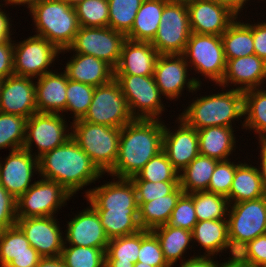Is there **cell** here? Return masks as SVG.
I'll return each mask as SVG.
<instances>
[{
  "mask_svg": "<svg viewBox=\"0 0 266 267\" xmlns=\"http://www.w3.org/2000/svg\"><path fill=\"white\" fill-rule=\"evenodd\" d=\"M163 119H134L121 128L118 157L107 173L110 177L131 178L163 150Z\"/></svg>",
  "mask_w": 266,
  "mask_h": 267,
  "instance_id": "obj_1",
  "label": "cell"
},
{
  "mask_svg": "<svg viewBox=\"0 0 266 267\" xmlns=\"http://www.w3.org/2000/svg\"><path fill=\"white\" fill-rule=\"evenodd\" d=\"M38 166L40 178L59 183L73 197L105 175L72 137L39 157Z\"/></svg>",
  "mask_w": 266,
  "mask_h": 267,
  "instance_id": "obj_2",
  "label": "cell"
},
{
  "mask_svg": "<svg viewBox=\"0 0 266 267\" xmlns=\"http://www.w3.org/2000/svg\"><path fill=\"white\" fill-rule=\"evenodd\" d=\"M221 88L219 93L199 94L200 97L190 101L179 117L196 130L212 126L233 128L235 121L244 119V92L235 87Z\"/></svg>",
  "mask_w": 266,
  "mask_h": 267,
  "instance_id": "obj_3",
  "label": "cell"
},
{
  "mask_svg": "<svg viewBox=\"0 0 266 267\" xmlns=\"http://www.w3.org/2000/svg\"><path fill=\"white\" fill-rule=\"evenodd\" d=\"M35 35L47 39L60 51L67 49L80 29L75 8L63 0H48L28 9Z\"/></svg>",
  "mask_w": 266,
  "mask_h": 267,
  "instance_id": "obj_4",
  "label": "cell"
},
{
  "mask_svg": "<svg viewBox=\"0 0 266 267\" xmlns=\"http://www.w3.org/2000/svg\"><path fill=\"white\" fill-rule=\"evenodd\" d=\"M71 137L103 173H108L118 157L121 128L94 124L82 119L71 122Z\"/></svg>",
  "mask_w": 266,
  "mask_h": 267,
  "instance_id": "obj_5",
  "label": "cell"
},
{
  "mask_svg": "<svg viewBox=\"0 0 266 267\" xmlns=\"http://www.w3.org/2000/svg\"><path fill=\"white\" fill-rule=\"evenodd\" d=\"M227 223L233 257L248 242L266 234V196L230 204Z\"/></svg>",
  "mask_w": 266,
  "mask_h": 267,
  "instance_id": "obj_6",
  "label": "cell"
},
{
  "mask_svg": "<svg viewBox=\"0 0 266 267\" xmlns=\"http://www.w3.org/2000/svg\"><path fill=\"white\" fill-rule=\"evenodd\" d=\"M183 55L196 74L209 78L215 86L221 83L226 69L221 36L192 32Z\"/></svg>",
  "mask_w": 266,
  "mask_h": 267,
  "instance_id": "obj_7",
  "label": "cell"
},
{
  "mask_svg": "<svg viewBox=\"0 0 266 267\" xmlns=\"http://www.w3.org/2000/svg\"><path fill=\"white\" fill-rule=\"evenodd\" d=\"M134 119H162L165 105L153 76L115 75Z\"/></svg>",
  "mask_w": 266,
  "mask_h": 267,
  "instance_id": "obj_8",
  "label": "cell"
},
{
  "mask_svg": "<svg viewBox=\"0 0 266 267\" xmlns=\"http://www.w3.org/2000/svg\"><path fill=\"white\" fill-rule=\"evenodd\" d=\"M63 114L36 112L26 121L23 149L39 158L46 152L65 143L72 135V126H68ZM35 144V145H34ZM36 146L33 153L32 147Z\"/></svg>",
  "mask_w": 266,
  "mask_h": 267,
  "instance_id": "obj_9",
  "label": "cell"
},
{
  "mask_svg": "<svg viewBox=\"0 0 266 267\" xmlns=\"http://www.w3.org/2000/svg\"><path fill=\"white\" fill-rule=\"evenodd\" d=\"M82 120L114 128H122L134 120L115 78L95 87L91 104Z\"/></svg>",
  "mask_w": 266,
  "mask_h": 267,
  "instance_id": "obj_10",
  "label": "cell"
},
{
  "mask_svg": "<svg viewBox=\"0 0 266 267\" xmlns=\"http://www.w3.org/2000/svg\"><path fill=\"white\" fill-rule=\"evenodd\" d=\"M13 70L14 75L37 79L52 72V66L61 51L47 39L33 35L23 41H14ZM51 70H50V69Z\"/></svg>",
  "mask_w": 266,
  "mask_h": 267,
  "instance_id": "obj_11",
  "label": "cell"
},
{
  "mask_svg": "<svg viewBox=\"0 0 266 267\" xmlns=\"http://www.w3.org/2000/svg\"><path fill=\"white\" fill-rule=\"evenodd\" d=\"M126 39L125 34L110 27L80 26L72 44L67 49L61 50V53L73 52L92 55L115 68Z\"/></svg>",
  "mask_w": 266,
  "mask_h": 267,
  "instance_id": "obj_12",
  "label": "cell"
},
{
  "mask_svg": "<svg viewBox=\"0 0 266 267\" xmlns=\"http://www.w3.org/2000/svg\"><path fill=\"white\" fill-rule=\"evenodd\" d=\"M72 195L59 183L39 178L16 200L17 218L56 216Z\"/></svg>",
  "mask_w": 266,
  "mask_h": 267,
  "instance_id": "obj_13",
  "label": "cell"
},
{
  "mask_svg": "<svg viewBox=\"0 0 266 267\" xmlns=\"http://www.w3.org/2000/svg\"><path fill=\"white\" fill-rule=\"evenodd\" d=\"M189 65L183 54H160L154 70V80L165 99L177 101L183 91L196 93L202 87V79L189 77Z\"/></svg>",
  "mask_w": 266,
  "mask_h": 267,
  "instance_id": "obj_14",
  "label": "cell"
},
{
  "mask_svg": "<svg viewBox=\"0 0 266 267\" xmlns=\"http://www.w3.org/2000/svg\"><path fill=\"white\" fill-rule=\"evenodd\" d=\"M191 33L187 5L166 3L151 44L159 54H183Z\"/></svg>",
  "mask_w": 266,
  "mask_h": 267,
  "instance_id": "obj_15",
  "label": "cell"
},
{
  "mask_svg": "<svg viewBox=\"0 0 266 267\" xmlns=\"http://www.w3.org/2000/svg\"><path fill=\"white\" fill-rule=\"evenodd\" d=\"M58 216L17 218L16 225L25 234L30 246L42 257L60 256L64 245V232Z\"/></svg>",
  "mask_w": 266,
  "mask_h": 267,
  "instance_id": "obj_16",
  "label": "cell"
},
{
  "mask_svg": "<svg viewBox=\"0 0 266 267\" xmlns=\"http://www.w3.org/2000/svg\"><path fill=\"white\" fill-rule=\"evenodd\" d=\"M3 160L0 161V185L18 199L34 184L32 177L39 174L38 158L21 148L10 151Z\"/></svg>",
  "mask_w": 266,
  "mask_h": 267,
  "instance_id": "obj_17",
  "label": "cell"
},
{
  "mask_svg": "<svg viewBox=\"0 0 266 267\" xmlns=\"http://www.w3.org/2000/svg\"><path fill=\"white\" fill-rule=\"evenodd\" d=\"M87 204L89 206L86 209L77 212L65 224L67 229L64 230V245L107 249L110 240L101 224L99 214L90 203Z\"/></svg>",
  "mask_w": 266,
  "mask_h": 267,
  "instance_id": "obj_18",
  "label": "cell"
},
{
  "mask_svg": "<svg viewBox=\"0 0 266 267\" xmlns=\"http://www.w3.org/2000/svg\"><path fill=\"white\" fill-rule=\"evenodd\" d=\"M176 119L174 122L178 124L176 125L178 127H173L172 130L164 123L163 151L173 167L180 173L199 155V144L197 130L179 116Z\"/></svg>",
  "mask_w": 266,
  "mask_h": 267,
  "instance_id": "obj_19",
  "label": "cell"
},
{
  "mask_svg": "<svg viewBox=\"0 0 266 267\" xmlns=\"http://www.w3.org/2000/svg\"><path fill=\"white\" fill-rule=\"evenodd\" d=\"M187 8L191 31L196 34L221 36L237 18L216 0H194Z\"/></svg>",
  "mask_w": 266,
  "mask_h": 267,
  "instance_id": "obj_20",
  "label": "cell"
},
{
  "mask_svg": "<svg viewBox=\"0 0 266 267\" xmlns=\"http://www.w3.org/2000/svg\"><path fill=\"white\" fill-rule=\"evenodd\" d=\"M34 80L16 75L4 78L0 91V112L26 119L36 113Z\"/></svg>",
  "mask_w": 266,
  "mask_h": 267,
  "instance_id": "obj_21",
  "label": "cell"
},
{
  "mask_svg": "<svg viewBox=\"0 0 266 267\" xmlns=\"http://www.w3.org/2000/svg\"><path fill=\"white\" fill-rule=\"evenodd\" d=\"M265 81L266 62L253 54L226 60L225 73L217 87H229L230 89L231 86L233 89L235 86V89L244 92L249 89L266 88Z\"/></svg>",
  "mask_w": 266,
  "mask_h": 267,
  "instance_id": "obj_22",
  "label": "cell"
},
{
  "mask_svg": "<svg viewBox=\"0 0 266 267\" xmlns=\"http://www.w3.org/2000/svg\"><path fill=\"white\" fill-rule=\"evenodd\" d=\"M116 179V180H115ZM85 200L95 209L125 210L139 208L135 187L130 178H113V181L90 188Z\"/></svg>",
  "mask_w": 266,
  "mask_h": 267,
  "instance_id": "obj_23",
  "label": "cell"
},
{
  "mask_svg": "<svg viewBox=\"0 0 266 267\" xmlns=\"http://www.w3.org/2000/svg\"><path fill=\"white\" fill-rule=\"evenodd\" d=\"M41 258L17 225L0 231V267H36Z\"/></svg>",
  "mask_w": 266,
  "mask_h": 267,
  "instance_id": "obj_24",
  "label": "cell"
},
{
  "mask_svg": "<svg viewBox=\"0 0 266 267\" xmlns=\"http://www.w3.org/2000/svg\"><path fill=\"white\" fill-rule=\"evenodd\" d=\"M159 55L151 42L126 39L114 75L153 76Z\"/></svg>",
  "mask_w": 266,
  "mask_h": 267,
  "instance_id": "obj_25",
  "label": "cell"
},
{
  "mask_svg": "<svg viewBox=\"0 0 266 267\" xmlns=\"http://www.w3.org/2000/svg\"><path fill=\"white\" fill-rule=\"evenodd\" d=\"M37 112L63 114L66 110V90L68 76L66 72H48L35 79Z\"/></svg>",
  "mask_w": 266,
  "mask_h": 267,
  "instance_id": "obj_26",
  "label": "cell"
},
{
  "mask_svg": "<svg viewBox=\"0 0 266 267\" xmlns=\"http://www.w3.org/2000/svg\"><path fill=\"white\" fill-rule=\"evenodd\" d=\"M70 57L62 68L69 80L97 87L115 77L114 68L102 59L81 53H73Z\"/></svg>",
  "mask_w": 266,
  "mask_h": 267,
  "instance_id": "obj_27",
  "label": "cell"
},
{
  "mask_svg": "<svg viewBox=\"0 0 266 267\" xmlns=\"http://www.w3.org/2000/svg\"><path fill=\"white\" fill-rule=\"evenodd\" d=\"M191 232L192 244L197 242L199 245L196 246L201 247L199 251H205L203 255L217 257L218 254L224 251L227 253L229 250L232 257L227 219L197 221Z\"/></svg>",
  "mask_w": 266,
  "mask_h": 267,
  "instance_id": "obj_28",
  "label": "cell"
},
{
  "mask_svg": "<svg viewBox=\"0 0 266 267\" xmlns=\"http://www.w3.org/2000/svg\"><path fill=\"white\" fill-rule=\"evenodd\" d=\"M224 126H212L197 130L199 154L217 159L229 160L236 150L235 129Z\"/></svg>",
  "mask_w": 266,
  "mask_h": 267,
  "instance_id": "obj_29",
  "label": "cell"
},
{
  "mask_svg": "<svg viewBox=\"0 0 266 267\" xmlns=\"http://www.w3.org/2000/svg\"><path fill=\"white\" fill-rule=\"evenodd\" d=\"M266 196V190L256 166L236 162V172L227 197L229 204L255 200Z\"/></svg>",
  "mask_w": 266,
  "mask_h": 267,
  "instance_id": "obj_30",
  "label": "cell"
},
{
  "mask_svg": "<svg viewBox=\"0 0 266 267\" xmlns=\"http://www.w3.org/2000/svg\"><path fill=\"white\" fill-rule=\"evenodd\" d=\"M151 231L158 238L164 259L170 267L175 266L179 260H181L180 262L186 260L184 255L187 254L188 249L191 248L192 252L193 245H190L193 243L191 231L173 227L169 224L158 226Z\"/></svg>",
  "mask_w": 266,
  "mask_h": 267,
  "instance_id": "obj_31",
  "label": "cell"
},
{
  "mask_svg": "<svg viewBox=\"0 0 266 267\" xmlns=\"http://www.w3.org/2000/svg\"><path fill=\"white\" fill-rule=\"evenodd\" d=\"M179 185L172 193L149 202H137L139 206V225L141 229L152 230L168 223L177 200L183 194Z\"/></svg>",
  "mask_w": 266,
  "mask_h": 267,
  "instance_id": "obj_32",
  "label": "cell"
},
{
  "mask_svg": "<svg viewBox=\"0 0 266 267\" xmlns=\"http://www.w3.org/2000/svg\"><path fill=\"white\" fill-rule=\"evenodd\" d=\"M240 18L237 17L221 35L226 60L255 54L253 23L243 22Z\"/></svg>",
  "mask_w": 266,
  "mask_h": 267,
  "instance_id": "obj_33",
  "label": "cell"
},
{
  "mask_svg": "<svg viewBox=\"0 0 266 267\" xmlns=\"http://www.w3.org/2000/svg\"><path fill=\"white\" fill-rule=\"evenodd\" d=\"M165 4L162 0H144L126 38L151 42L157 33Z\"/></svg>",
  "mask_w": 266,
  "mask_h": 267,
  "instance_id": "obj_34",
  "label": "cell"
},
{
  "mask_svg": "<svg viewBox=\"0 0 266 267\" xmlns=\"http://www.w3.org/2000/svg\"><path fill=\"white\" fill-rule=\"evenodd\" d=\"M242 129L254 132L258 140H266V90L264 88L244 91V120Z\"/></svg>",
  "mask_w": 266,
  "mask_h": 267,
  "instance_id": "obj_35",
  "label": "cell"
},
{
  "mask_svg": "<svg viewBox=\"0 0 266 267\" xmlns=\"http://www.w3.org/2000/svg\"><path fill=\"white\" fill-rule=\"evenodd\" d=\"M107 237L110 239L139 232V208L125 210L95 209Z\"/></svg>",
  "mask_w": 266,
  "mask_h": 267,
  "instance_id": "obj_36",
  "label": "cell"
},
{
  "mask_svg": "<svg viewBox=\"0 0 266 267\" xmlns=\"http://www.w3.org/2000/svg\"><path fill=\"white\" fill-rule=\"evenodd\" d=\"M219 160L198 155L179 173V183L185 194L207 191L210 178Z\"/></svg>",
  "mask_w": 266,
  "mask_h": 267,
  "instance_id": "obj_37",
  "label": "cell"
},
{
  "mask_svg": "<svg viewBox=\"0 0 266 267\" xmlns=\"http://www.w3.org/2000/svg\"><path fill=\"white\" fill-rule=\"evenodd\" d=\"M141 246V230L110 239L105 252V267H134Z\"/></svg>",
  "mask_w": 266,
  "mask_h": 267,
  "instance_id": "obj_38",
  "label": "cell"
},
{
  "mask_svg": "<svg viewBox=\"0 0 266 267\" xmlns=\"http://www.w3.org/2000/svg\"><path fill=\"white\" fill-rule=\"evenodd\" d=\"M189 195L193 198L197 221L227 219L230 204L226 197L209 191Z\"/></svg>",
  "mask_w": 266,
  "mask_h": 267,
  "instance_id": "obj_39",
  "label": "cell"
},
{
  "mask_svg": "<svg viewBox=\"0 0 266 267\" xmlns=\"http://www.w3.org/2000/svg\"><path fill=\"white\" fill-rule=\"evenodd\" d=\"M144 0H108V27L127 35Z\"/></svg>",
  "mask_w": 266,
  "mask_h": 267,
  "instance_id": "obj_40",
  "label": "cell"
},
{
  "mask_svg": "<svg viewBox=\"0 0 266 267\" xmlns=\"http://www.w3.org/2000/svg\"><path fill=\"white\" fill-rule=\"evenodd\" d=\"M26 121L24 117L0 112V150L14 151L23 147Z\"/></svg>",
  "mask_w": 266,
  "mask_h": 267,
  "instance_id": "obj_41",
  "label": "cell"
},
{
  "mask_svg": "<svg viewBox=\"0 0 266 267\" xmlns=\"http://www.w3.org/2000/svg\"><path fill=\"white\" fill-rule=\"evenodd\" d=\"M106 249L63 245L60 257L66 267H105Z\"/></svg>",
  "mask_w": 266,
  "mask_h": 267,
  "instance_id": "obj_42",
  "label": "cell"
},
{
  "mask_svg": "<svg viewBox=\"0 0 266 267\" xmlns=\"http://www.w3.org/2000/svg\"><path fill=\"white\" fill-rule=\"evenodd\" d=\"M94 90L95 87L92 85L68 79L66 90L67 103L64 116L66 115L65 113L68 114L70 112L69 115L72 116L73 114L70 117L73 118L72 121L82 119L89 109Z\"/></svg>",
  "mask_w": 266,
  "mask_h": 267,
  "instance_id": "obj_43",
  "label": "cell"
},
{
  "mask_svg": "<svg viewBox=\"0 0 266 267\" xmlns=\"http://www.w3.org/2000/svg\"><path fill=\"white\" fill-rule=\"evenodd\" d=\"M130 179L150 182L179 181V172L173 167L166 153L162 150Z\"/></svg>",
  "mask_w": 266,
  "mask_h": 267,
  "instance_id": "obj_44",
  "label": "cell"
},
{
  "mask_svg": "<svg viewBox=\"0 0 266 267\" xmlns=\"http://www.w3.org/2000/svg\"><path fill=\"white\" fill-rule=\"evenodd\" d=\"M74 8L80 26L108 27V21H109L108 0H85Z\"/></svg>",
  "mask_w": 266,
  "mask_h": 267,
  "instance_id": "obj_45",
  "label": "cell"
},
{
  "mask_svg": "<svg viewBox=\"0 0 266 267\" xmlns=\"http://www.w3.org/2000/svg\"><path fill=\"white\" fill-rule=\"evenodd\" d=\"M137 262L154 267H170L164 259L158 238L151 230H141V246Z\"/></svg>",
  "mask_w": 266,
  "mask_h": 267,
  "instance_id": "obj_46",
  "label": "cell"
},
{
  "mask_svg": "<svg viewBox=\"0 0 266 267\" xmlns=\"http://www.w3.org/2000/svg\"><path fill=\"white\" fill-rule=\"evenodd\" d=\"M230 160L219 161L216 164L207 191L228 197L236 172V162Z\"/></svg>",
  "mask_w": 266,
  "mask_h": 267,
  "instance_id": "obj_47",
  "label": "cell"
},
{
  "mask_svg": "<svg viewBox=\"0 0 266 267\" xmlns=\"http://www.w3.org/2000/svg\"><path fill=\"white\" fill-rule=\"evenodd\" d=\"M196 223L197 217L193 198L189 194L183 193L177 200L167 224L192 231Z\"/></svg>",
  "mask_w": 266,
  "mask_h": 267,
  "instance_id": "obj_48",
  "label": "cell"
},
{
  "mask_svg": "<svg viewBox=\"0 0 266 267\" xmlns=\"http://www.w3.org/2000/svg\"><path fill=\"white\" fill-rule=\"evenodd\" d=\"M137 196V202H149L172 193L179 185V181L150 182L145 180H131Z\"/></svg>",
  "mask_w": 266,
  "mask_h": 267,
  "instance_id": "obj_49",
  "label": "cell"
},
{
  "mask_svg": "<svg viewBox=\"0 0 266 267\" xmlns=\"http://www.w3.org/2000/svg\"><path fill=\"white\" fill-rule=\"evenodd\" d=\"M235 256L240 261L254 267H266V234L248 242Z\"/></svg>",
  "mask_w": 266,
  "mask_h": 267,
  "instance_id": "obj_50",
  "label": "cell"
},
{
  "mask_svg": "<svg viewBox=\"0 0 266 267\" xmlns=\"http://www.w3.org/2000/svg\"><path fill=\"white\" fill-rule=\"evenodd\" d=\"M16 200L17 199L0 185V231L16 225Z\"/></svg>",
  "mask_w": 266,
  "mask_h": 267,
  "instance_id": "obj_51",
  "label": "cell"
},
{
  "mask_svg": "<svg viewBox=\"0 0 266 267\" xmlns=\"http://www.w3.org/2000/svg\"><path fill=\"white\" fill-rule=\"evenodd\" d=\"M13 50L14 43L12 39L0 43V77L2 78L14 75Z\"/></svg>",
  "mask_w": 266,
  "mask_h": 267,
  "instance_id": "obj_52",
  "label": "cell"
},
{
  "mask_svg": "<svg viewBox=\"0 0 266 267\" xmlns=\"http://www.w3.org/2000/svg\"><path fill=\"white\" fill-rule=\"evenodd\" d=\"M253 43L255 54L266 62V22L253 23Z\"/></svg>",
  "mask_w": 266,
  "mask_h": 267,
  "instance_id": "obj_53",
  "label": "cell"
},
{
  "mask_svg": "<svg viewBox=\"0 0 266 267\" xmlns=\"http://www.w3.org/2000/svg\"><path fill=\"white\" fill-rule=\"evenodd\" d=\"M3 5L4 7H10L12 5L15 7L14 1L13 0H7L5 1L4 4L0 5V43L8 40V39H13L11 36L13 35L12 32V21L10 20L11 17L9 18V15L6 13V9L4 8V11L2 10ZM11 28V29H10Z\"/></svg>",
  "mask_w": 266,
  "mask_h": 267,
  "instance_id": "obj_54",
  "label": "cell"
},
{
  "mask_svg": "<svg viewBox=\"0 0 266 267\" xmlns=\"http://www.w3.org/2000/svg\"><path fill=\"white\" fill-rule=\"evenodd\" d=\"M213 256H205L201 255H194L190 258H187L180 265H176L178 267H221L222 263L215 261Z\"/></svg>",
  "mask_w": 266,
  "mask_h": 267,
  "instance_id": "obj_55",
  "label": "cell"
},
{
  "mask_svg": "<svg viewBox=\"0 0 266 267\" xmlns=\"http://www.w3.org/2000/svg\"><path fill=\"white\" fill-rule=\"evenodd\" d=\"M258 141H259L258 147L260 149V151H258V152H260L259 153L260 157L258 158V160L260 159V161H259L260 163L256 167L258 169V172L260 174V177L262 179L263 185H264L265 190H266V140H258Z\"/></svg>",
  "mask_w": 266,
  "mask_h": 267,
  "instance_id": "obj_56",
  "label": "cell"
},
{
  "mask_svg": "<svg viewBox=\"0 0 266 267\" xmlns=\"http://www.w3.org/2000/svg\"><path fill=\"white\" fill-rule=\"evenodd\" d=\"M219 4L227 7L232 13H234L237 17H241L244 10L243 8L246 7V0H216ZM241 14V15H240Z\"/></svg>",
  "mask_w": 266,
  "mask_h": 267,
  "instance_id": "obj_57",
  "label": "cell"
},
{
  "mask_svg": "<svg viewBox=\"0 0 266 267\" xmlns=\"http://www.w3.org/2000/svg\"><path fill=\"white\" fill-rule=\"evenodd\" d=\"M36 267H66L60 256L42 257Z\"/></svg>",
  "mask_w": 266,
  "mask_h": 267,
  "instance_id": "obj_58",
  "label": "cell"
},
{
  "mask_svg": "<svg viewBox=\"0 0 266 267\" xmlns=\"http://www.w3.org/2000/svg\"><path fill=\"white\" fill-rule=\"evenodd\" d=\"M229 257L228 260H224V262H222V266L221 267H254L252 265L246 264L242 261H240L236 256L231 257L230 255H228Z\"/></svg>",
  "mask_w": 266,
  "mask_h": 267,
  "instance_id": "obj_59",
  "label": "cell"
},
{
  "mask_svg": "<svg viewBox=\"0 0 266 267\" xmlns=\"http://www.w3.org/2000/svg\"><path fill=\"white\" fill-rule=\"evenodd\" d=\"M13 1H14L15 6H17V5L18 6L19 5L25 6L26 5L25 7H27L29 9L32 6H34L35 4L45 2L48 0H13Z\"/></svg>",
  "mask_w": 266,
  "mask_h": 267,
  "instance_id": "obj_60",
  "label": "cell"
},
{
  "mask_svg": "<svg viewBox=\"0 0 266 267\" xmlns=\"http://www.w3.org/2000/svg\"><path fill=\"white\" fill-rule=\"evenodd\" d=\"M165 3H173V4H184V5H189L191 4L194 0H162Z\"/></svg>",
  "mask_w": 266,
  "mask_h": 267,
  "instance_id": "obj_61",
  "label": "cell"
},
{
  "mask_svg": "<svg viewBox=\"0 0 266 267\" xmlns=\"http://www.w3.org/2000/svg\"><path fill=\"white\" fill-rule=\"evenodd\" d=\"M63 1H65L71 7H76L78 4H80L81 2L85 0H63Z\"/></svg>",
  "mask_w": 266,
  "mask_h": 267,
  "instance_id": "obj_62",
  "label": "cell"
},
{
  "mask_svg": "<svg viewBox=\"0 0 266 267\" xmlns=\"http://www.w3.org/2000/svg\"><path fill=\"white\" fill-rule=\"evenodd\" d=\"M134 267H154V266H151V265H146V264H144V263H142V262H136V263H134Z\"/></svg>",
  "mask_w": 266,
  "mask_h": 267,
  "instance_id": "obj_63",
  "label": "cell"
},
{
  "mask_svg": "<svg viewBox=\"0 0 266 267\" xmlns=\"http://www.w3.org/2000/svg\"><path fill=\"white\" fill-rule=\"evenodd\" d=\"M3 81H4V78L0 77V91H1V87H2Z\"/></svg>",
  "mask_w": 266,
  "mask_h": 267,
  "instance_id": "obj_64",
  "label": "cell"
},
{
  "mask_svg": "<svg viewBox=\"0 0 266 267\" xmlns=\"http://www.w3.org/2000/svg\"><path fill=\"white\" fill-rule=\"evenodd\" d=\"M250 0H246V3L248 4V2H249ZM252 1V0H251ZM258 1V0H257ZM259 1H261V0H259ZM262 1H264V0H262ZM254 2H255V0H254Z\"/></svg>",
  "mask_w": 266,
  "mask_h": 267,
  "instance_id": "obj_65",
  "label": "cell"
},
{
  "mask_svg": "<svg viewBox=\"0 0 266 267\" xmlns=\"http://www.w3.org/2000/svg\"><path fill=\"white\" fill-rule=\"evenodd\" d=\"M3 1L5 2V1H7V0H1V1H0V5L3 4V3H2Z\"/></svg>",
  "mask_w": 266,
  "mask_h": 267,
  "instance_id": "obj_66",
  "label": "cell"
}]
</instances>
